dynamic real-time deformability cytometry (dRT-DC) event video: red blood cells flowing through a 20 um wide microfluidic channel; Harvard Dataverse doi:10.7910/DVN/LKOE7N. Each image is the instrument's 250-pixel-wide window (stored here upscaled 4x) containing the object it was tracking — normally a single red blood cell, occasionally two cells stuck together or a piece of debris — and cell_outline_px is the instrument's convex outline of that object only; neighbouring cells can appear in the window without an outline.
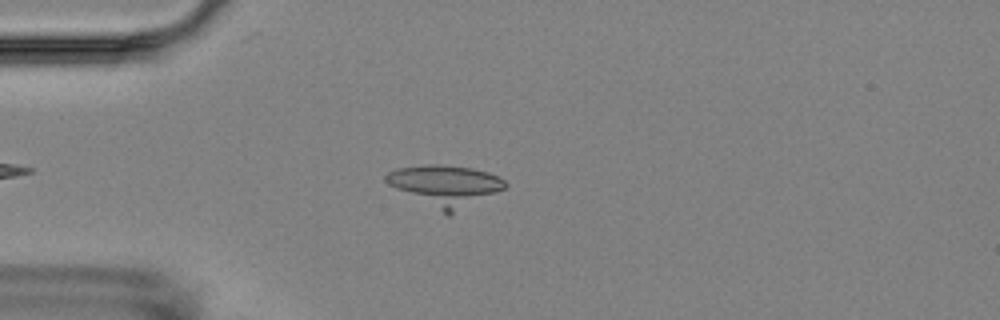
{"species": "Egyptian fruit bat (a non-hibernating species)", "species_latin": "Rousettus aegyptiacus", "temperature_condition": "room temperature", "stored_images_in_passage": 7, "camera_frame_rate_fps": 3000, "um_per_image_px": 0.085, "animal": {"sex": "female"}, "frame": {"image": 1, "passage_image": 4, "time_ms": 4.333, "image_size_px": [1000, 320], "cell_outline_px": [[508, 184], [504, 188], [452, 216], [448, 216], [388, 184], [384, 180], [384, 176], [388, 172], [396, 168], [424, 164], [440, 164], [472, 168], [488, 172], [504, 180]], "centroid_in_image_um": [37.84, 15.78], "position_along_channel_um": 47.2, "area_um2": 28.44}}